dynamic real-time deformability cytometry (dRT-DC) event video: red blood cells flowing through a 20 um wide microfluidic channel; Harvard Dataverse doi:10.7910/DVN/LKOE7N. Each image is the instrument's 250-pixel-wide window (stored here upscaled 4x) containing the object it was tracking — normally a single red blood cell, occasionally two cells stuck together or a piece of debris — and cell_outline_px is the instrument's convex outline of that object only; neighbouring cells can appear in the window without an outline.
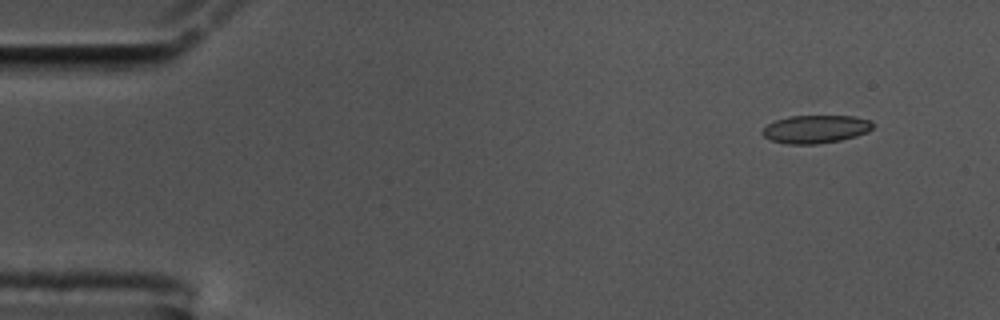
{"species": "common noctule bat (a hibernating species)", "species_latin": "Nyctalus noctula", "temperature_condition": "cold", "stored_images_in_passage": 52, "camera_frame_rate_fps": 3000, "um_per_image_px": 0.085, "animal": {"sex": "male", "body_mass_g": 17.5, "forearm_length_mm": 52.3}, "frame": {"image": 1, "passage_image": 1, "time_ms": 0.0, "image_size_px": [1000, 320], "cell_outline_px": [[872, 128], [868, 132], [856, 136], [840, 140], [816, 144], [788, 144], [772, 140], [764, 136], [760, 132], [768, 124], [776, 120], [788, 116], [852, 116], [872, 120]], "centroid_in_image_um": [69.33, 10.97], "position_along_channel_um": 15.7, "area_um2": 17.98}}
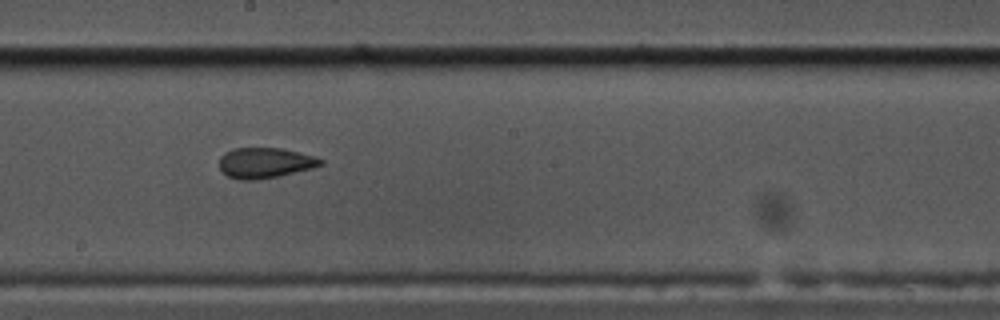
{"frame": {"image": 2, "passage_image": 27, "time_ms": 8.667, "image_size_px": [1000, 320], "cell_outline_px": [[324, 164], [312, 168], [280, 176], [256, 180], [240, 180], [228, 176], [220, 168], [220, 156], [224, 152], [232, 148], [280, 148], [316, 156], [324, 160]], "centroid_in_image_um": [22.54, 13.84], "position_along_channel_um": 225.7, "area_um2": 18.09}}
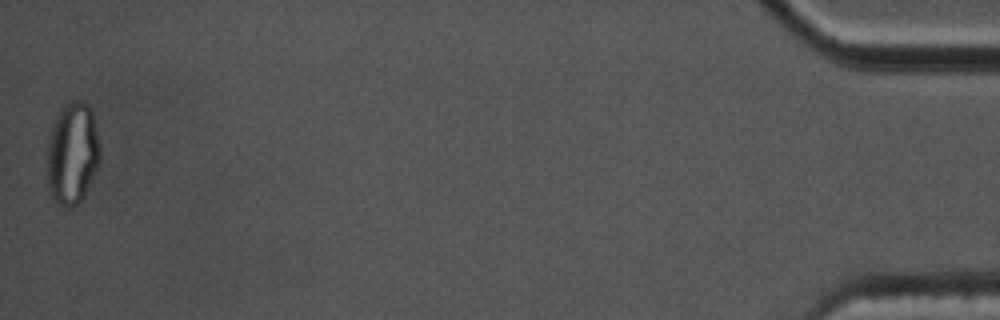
{"frame": {"image": 3, "passage_image": 52, "time_ms": 17.0, "image_size_px": [1000, 320], "cell_outline_px": [[100, 160], [84, 196], [76, 204], [68, 208], [64, 208], [56, 204], [52, 200], [48, 188], [48, 144], [52, 128], [56, 116], [64, 104], [68, 100], [80, 100], [88, 104], [92, 108], [100, 148]], "centroid_in_image_um": [6.16, 13.03], "position_along_channel_um": 429.0, "area_um2": 31.62}, "authors_computed_cell_mechanics": {"area_um2": 18.5249, "velocity_mm_per_s": 3.5758, "shape_relaxation_time_tau1_ms": null, "shape_relaxation_time_tau2_ms": 0.8198, "deformation_change_tau1": null, "deformation_change_tau2": 0.0447}}